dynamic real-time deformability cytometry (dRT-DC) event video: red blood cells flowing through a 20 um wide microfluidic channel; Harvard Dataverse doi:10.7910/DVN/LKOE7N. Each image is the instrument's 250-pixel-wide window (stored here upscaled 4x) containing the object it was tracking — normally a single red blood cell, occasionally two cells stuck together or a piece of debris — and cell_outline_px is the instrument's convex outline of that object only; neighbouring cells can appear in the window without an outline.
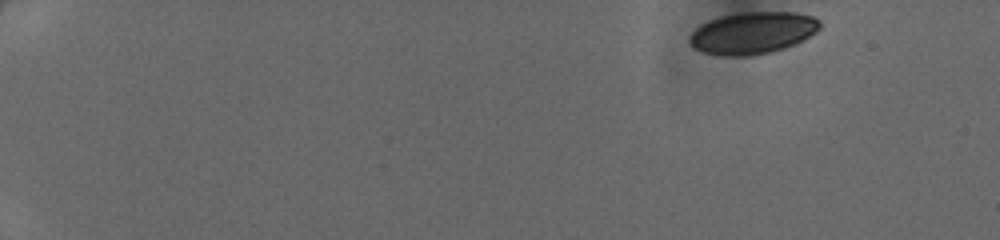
{"species": "human", "species_latin": "Homo sapiens", "temperature_condition": "cold", "stored_images_in_passage": 17, "camera_frame_rate_fps": 3000, "um_per_image_px": 0.085, "donor": {"sex": "female"}, "frame": {"image": 1, "passage_image": 1, "time_ms": 0.0, "image_size_px": [1000, 240], "cell_outline_px": [[820, 28], [816, 32], [784, 48], [768, 52], [748, 56], [724, 56], [704, 52], [696, 48], [688, 40], [688, 36], [700, 24], [724, 16], [744, 12], [792, 12], [812, 16], [820, 20]], "centroid_in_image_um": [63.97, 2.79], "position_along_channel_um": 21.0, "area_um2": 31.33}}
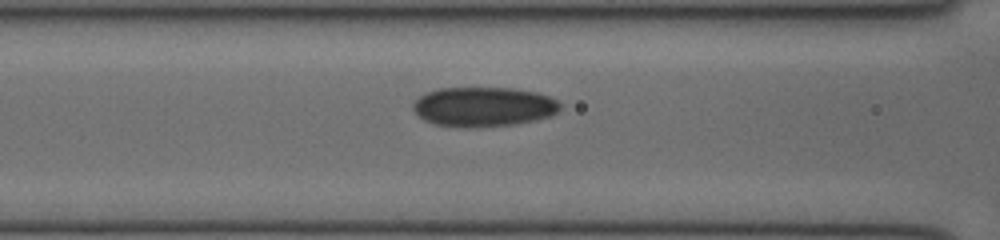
{"frame": {"image": 2, "passage_image": 12, "time_ms": 3.667, "image_size_px": [1000, 240], "cell_outline_px": [[560, 108], [552, 116], [536, 120], [516, 124], [432, 124], [424, 120], [412, 108], [412, 104], [420, 96], [428, 92], [440, 88], [516, 88], [536, 92], [548, 96], [556, 100], [560, 104]], "centroid_in_image_um": [41.14, 9.02], "position_along_channel_um": 125.5, "area_um2": 32.83}}
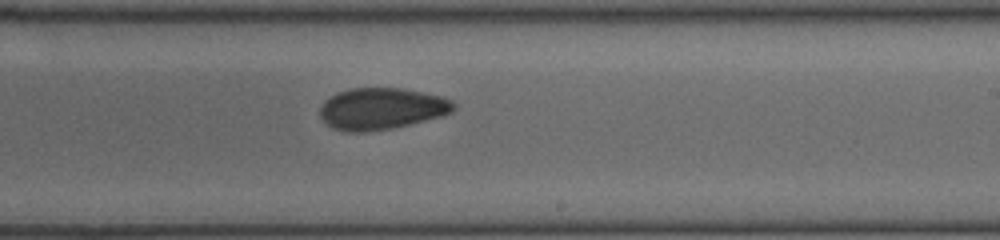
{"frame": {"image": 3, "passage_image": 17, "time_ms": 5.333, "image_size_px": [1000, 240], "cell_outline_px": [[456, 108], [452, 112], [440, 116], [392, 128], [364, 132], [348, 132], [332, 128], [320, 116], [320, 104], [324, 100], [336, 92], [352, 88], [404, 88], [440, 96], [452, 100], [456, 104]], "centroid_in_image_um": [32.41, 9.23], "position_along_channel_um": 256.6, "area_um2": 32.43}}